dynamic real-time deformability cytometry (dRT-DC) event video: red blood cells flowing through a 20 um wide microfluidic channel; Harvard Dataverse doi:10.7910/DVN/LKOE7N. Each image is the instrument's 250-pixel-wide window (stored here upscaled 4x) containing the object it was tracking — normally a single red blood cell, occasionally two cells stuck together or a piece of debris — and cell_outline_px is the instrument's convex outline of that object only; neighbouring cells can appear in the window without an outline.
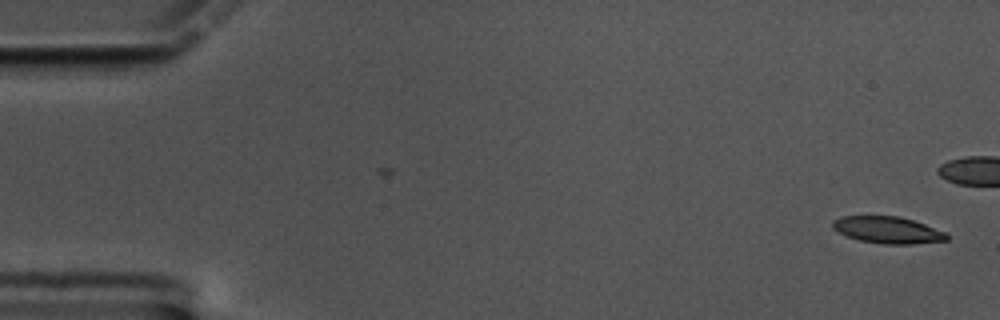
{"species": "common noctule bat (a hibernating species)", "species_latin": "Nyctalus noctula", "temperature_condition": "cold", "stored_images_in_passage": 16, "camera_frame_rate_fps": 3000, "um_per_image_px": 0.085, "animal": {"sex": "male", "body_mass_g": 17.5, "forearm_length_mm": 52.3}, "frame": {"image": 1, "passage_image": 1, "time_ms": 0.0, "image_size_px": [1000, 320], "cell_outline_px": [[948, 240], [912, 244], [884, 244], [860, 240], [848, 236], [832, 228], [832, 220], [840, 216], [900, 216], [924, 224], [944, 232], [948, 236]], "centroid_in_image_um": [75.43, 19.54], "position_along_channel_um": 9.6, "area_um2": 17.63}}